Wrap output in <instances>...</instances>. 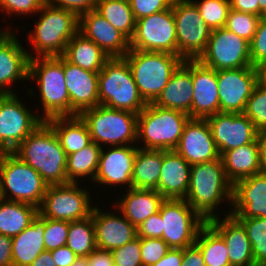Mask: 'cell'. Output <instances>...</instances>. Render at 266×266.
I'll use <instances>...</instances> for the list:
<instances>
[{"label":"cell","mask_w":266,"mask_h":266,"mask_svg":"<svg viewBox=\"0 0 266 266\" xmlns=\"http://www.w3.org/2000/svg\"><path fill=\"white\" fill-rule=\"evenodd\" d=\"M259 151H260V170L266 174V131L258 134Z\"/></svg>","instance_id":"obj_58"},{"label":"cell","mask_w":266,"mask_h":266,"mask_svg":"<svg viewBox=\"0 0 266 266\" xmlns=\"http://www.w3.org/2000/svg\"><path fill=\"white\" fill-rule=\"evenodd\" d=\"M95 10L129 40L133 37L136 19L128 0H97Z\"/></svg>","instance_id":"obj_37"},{"label":"cell","mask_w":266,"mask_h":266,"mask_svg":"<svg viewBox=\"0 0 266 266\" xmlns=\"http://www.w3.org/2000/svg\"><path fill=\"white\" fill-rule=\"evenodd\" d=\"M30 266H57L52 259L51 251H43Z\"/></svg>","instance_id":"obj_59"},{"label":"cell","mask_w":266,"mask_h":266,"mask_svg":"<svg viewBox=\"0 0 266 266\" xmlns=\"http://www.w3.org/2000/svg\"><path fill=\"white\" fill-rule=\"evenodd\" d=\"M69 221L45 218L44 245L45 250H53L66 246L69 232Z\"/></svg>","instance_id":"obj_44"},{"label":"cell","mask_w":266,"mask_h":266,"mask_svg":"<svg viewBox=\"0 0 266 266\" xmlns=\"http://www.w3.org/2000/svg\"><path fill=\"white\" fill-rule=\"evenodd\" d=\"M88 266H115L111 251L95 248L87 256Z\"/></svg>","instance_id":"obj_53"},{"label":"cell","mask_w":266,"mask_h":266,"mask_svg":"<svg viewBox=\"0 0 266 266\" xmlns=\"http://www.w3.org/2000/svg\"><path fill=\"white\" fill-rule=\"evenodd\" d=\"M45 217L39 212L31 224L12 237V266H30L45 251Z\"/></svg>","instance_id":"obj_30"},{"label":"cell","mask_w":266,"mask_h":266,"mask_svg":"<svg viewBox=\"0 0 266 266\" xmlns=\"http://www.w3.org/2000/svg\"><path fill=\"white\" fill-rule=\"evenodd\" d=\"M102 147L92 142L82 150L67 155V183L91 182L96 177ZM80 178V179H79ZM90 178V179H89Z\"/></svg>","instance_id":"obj_36"},{"label":"cell","mask_w":266,"mask_h":266,"mask_svg":"<svg viewBox=\"0 0 266 266\" xmlns=\"http://www.w3.org/2000/svg\"><path fill=\"white\" fill-rule=\"evenodd\" d=\"M195 244L206 266H231L223 238L207 222L199 230Z\"/></svg>","instance_id":"obj_38"},{"label":"cell","mask_w":266,"mask_h":266,"mask_svg":"<svg viewBox=\"0 0 266 266\" xmlns=\"http://www.w3.org/2000/svg\"><path fill=\"white\" fill-rule=\"evenodd\" d=\"M224 216L206 222L223 238L231 266H255L252 245L245 228L234 216Z\"/></svg>","instance_id":"obj_26"},{"label":"cell","mask_w":266,"mask_h":266,"mask_svg":"<svg viewBox=\"0 0 266 266\" xmlns=\"http://www.w3.org/2000/svg\"><path fill=\"white\" fill-rule=\"evenodd\" d=\"M141 258L143 266H152L170 250L161 238H141Z\"/></svg>","instance_id":"obj_47"},{"label":"cell","mask_w":266,"mask_h":266,"mask_svg":"<svg viewBox=\"0 0 266 266\" xmlns=\"http://www.w3.org/2000/svg\"><path fill=\"white\" fill-rule=\"evenodd\" d=\"M130 49L167 52L177 55V36L172 6L136 20Z\"/></svg>","instance_id":"obj_15"},{"label":"cell","mask_w":266,"mask_h":266,"mask_svg":"<svg viewBox=\"0 0 266 266\" xmlns=\"http://www.w3.org/2000/svg\"><path fill=\"white\" fill-rule=\"evenodd\" d=\"M162 217V239L170 248L183 249L196 242L206 221L185 199H165L159 209Z\"/></svg>","instance_id":"obj_13"},{"label":"cell","mask_w":266,"mask_h":266,"mask_svg":"<svg viewBox=\"0 0 266 266\" xmlns=\"http://www.w3.org/2000/svg\"><path fill=\"white\" fill-rule=\"evenodd\" d=\"M47 3L56 8L73 11L78 16L96 9L97 0H47Z\"/></svg>","instance_id":"obj_50"},{"label":"cell","mask_w":266,"mask_h":266,"mask_svg":"<svg viewBox=\"0 0 266 266\" xmlns=\"http://www.w3.org/2000/svg\"><path fill=\"white\" fill-rule=\"evenodd\" d=\"M233 185L227 180L223 161L219 159L191 165L190 183L186 202L205 220L220 216L216 212L227 201L232 207ZM220 205V206H219ZM229 211V212H228Z\"/></svg>","instance_id":"obj_1"},{"label":"cell","mask_w":266,"mask_h":266,"mask_svg":"<svg viewBox=\"0 0 266 266\" xmlns=\"http://www.w3.org/2000/svg\"><path fill=\"white\" fill-rule=\"evenodd\" d=\"M230 215L266 218V174L260 172L233 185Z\"/></svg>","instance_id":"obj_24"},{"label":"cell","mask_w":266,"mask_h":266,"mask_svg":"<svg viewBox=\"0 0 266 266\" xmlns=\"http://www.w3.org/2000/svg\"><path fill=\"white\" fill-rule=\"evenodd\" d=\"M197 60L216 71L252 67L250 43L225 27L214 29Z\"/></svg>","instance_id":"obj_14"},{"label":"cell","mask_w":266,"mask_h":266,"mask_svg":"<svg viewBox=\"0 0 266 266\" xmlns=\"http://www.w3.org/2000/svg\"><path fill=\"white\" fill-rule=\"evenodd\" d=\"M257 70L259 83L266 87V60L257 66Z\"/></svg>","instance_id":"obj_60"},{"label":"cell","mask_w":266,"mask_h":266,"mask_svg":"<svg viewBox=\"0 0 266 266\" xmlns=\"http://www.w3.org/2000/svg\"><path fill=\"white\" fill-rule=\"evenodd\" d=\"M172 11L177 36V55L197 60L205 51L212 30L202 19L192 0H173Z\"/></svg>","instance_id":"obj_11"},{"label":"cell","mask_w":266,"mask_h":266,"mask_svg":"<svg viewBox=\"0 0 266 266\" xmlns=\"http://www.w3.org/2000/svg\"><path fill=\"white\" fill-rule=\"evenodd\" d=\"M55 131L66 155L92 143L90 132L80 115L55 117L46 121Z\"/></svg>","instance_id":"obj_32"},{"label":"cell","mask_w":266,"mask_h":266,"mask_svg":"<svg viewBox=\"0 0 266 266\" xmlns=\"http://www.w3.org/2000/svg\"><path fill=\"white\" fill-rule=\"evenodd\" d=\"M191 77L194 87L191 118L206 119L219 112L217 71L198 60H191Z\"/></svg>","instance_id":"obj_25"},{"label":"cell","mask_w":266,"mask_h":266,"mask_svg":"<svg viewBox=\"0 0 266 266\" xmlns=\"http://www.w3.org/2000/svg\"><path fill=\"white\" fill-rule=\"evenodd\" d=\"M141 238L135 237L127 244L111 251L115 266H143Z\"/></svg>","instance_id":"obj_45"},{"label":"cell","mask_w":266,"mask_h":266,"mask_svg":"<svg viewBox=\"0 0 266 266\" xmlns=\"http://www.w3.org/2000/svg\"><path fill=\"white\" fill-rule=\"evenodd\" d=\"M252 122L255 129L260 132L266 131V87L258 83L249 99L244 112Z\"/></svg>","instance_id":"obj_42"},{"label":"cell","mask_w":266,"mask_h":266,"mask_svg":"<svg viewBox=\"0 0 266 266\" xmlns=\"http://www.w3.org/2000/svg\"><path fill=\"white\" fill-rule=\"evenodd\" d=\"M221 158L226 178L232 185L260 173L258 137L252 143L226 151Z\"/></svg>","instance_id":"obj_31"},{"label":"cell","mask_w":266,"mask_h":266,"mask_svg":"<svg viewBox=\"0 0 266 266\" xmlns=\"http://www.w3.org/2000/svg\"><path fill=\"white\" fill-rule=\"evenodd\" d=\"M258 83L257 67L218 70L219 112L243 113Z\"/></svg>","instance_id":"obj_16"},{"label":"cell","mask_w":266,"mask_h":266,"mask_svg":"<svg viewBox=\"0 0 266 266\" xmlns=\"http://www.w3.org/2000/svg\"><path fill=\"white\" fill-rule=\"evenodd\" d=\"M17 31L4 30L0 35V94H16L11 85L28 80L29 51L18 41Z\"/></svg>","instance_id":"obj_18"},{"label":"cell","mask_w":266,"mask_h":266,"mask_svg":"<svg viewBox=\"0 0 266 266\" xmlns=\"http://www.w3.org/2000/svg\"><path fill=\"white\" fill-rule=\"evenodd\" d=\"M79 185H49L38 212L51 220L73 222L88 218L95 204L92 203L90 191Z\"/></svg>","instance_id":"obj_10"},{"label":"cell","mask_w":266,"mask_h":266,"mask_svg":"<svg viewBox=\"0 0 266 266\" xmlns=\"http://www.w3.org/2000/svg\"><path fill=\"white\" fill-rule=\"evenodd\" d=\"M251 64L257 67L266 60V17H261L256 33L250 42Z\"/></svg>","instance_id":"obj_48"},{"label":"cell","mask_w":266,"mask_h":266,"mask_svg":"<svg viewBox=\"0 0 266 266\" xmlns=\"http://www.w3.org/2000/svg\"><path fill=\"white\" fill-rule=\"evenodd\" d=\"M162 217L160 212L151 215L138 228L137 236L139 238H161L163 234Z\"/></svg>","instance_id":"obj_51"},{"label":"cell","mask_w":266,"mask_h":266,"mask_svg":"<svg viewBox=\"0 0 266 266\" xmlns=\"http://www.w3.org/2000/svg\"><path fill=\"white\" fill-rule=\"evenodd\" d=\"M193 91L191 60H184L153 104L181 111L191 118Z\"/></svg>","instance_id":"obj_28"},{"label":"cell","mask_w":266,"mask_h":266,"mask_svg":"<svg viewBox=\"0 0 266 266\" xmlns=\"http://www.w3.org/2000/svg\"><path fill=\"white\" fill-rule=\"evenodd\" d=\"M189 119L181 111L148 103L138 114L136 145L143 149L174 150Z\"/></svg>","instance_id":"obj_5"},{"label":"cell","mask_w":266,"mask_h":266,"mask_svg":"<svg viewBox=\"0 0 266 266\" xmlns=\"http://www.w3.org/2000/svg\"><path fill=\"white\" fill-rule=\"evenodd\" d=\"M79 32L98 45L109 58L124 57L130 50V40L96 10L79 16Z\"/></svg>","instance_id":"obj_21"},{"label":"cell","mask_w":266,"mask_h":266,"mask_svg":"<svg viewBox=\"0 0 266 266\" xmlns=\"http://www.w3.org/2000/svg\"><path fill=\"white\" fill-rule=\"evenodd\" d=\"M66 246L78 257H87L96 248L92 216L69 223Z\"/></svg>","instance_id":"obj_39"},{"label":"cell","mask_w":266,"mask_h":266,"mask_svg":"<svg viewBox=\"0 0 266 266\" xmlns=\"http://www.w3.org/2000/svg\"><path fill=\"white\" fill-rule=\"evenodd\" d=\"M259 2V16L266 17V0H257Z\"/></svg>","instance_id":"obj_61"},{"label":"cell","mask_w":266,"mask_h":266,"mask_svg":"<svg viewBox=\"0 0 266 266\" xmlns=\"http://www.w3.org/2000/svg\"><path fill=\"white\" fill-rule=\"evenodd\" d=\"M136 20L162 12L172 6L173 0H128Z\"/></svg>","instance_id":"obj_49"},{"label":"cell","mask_w":266,"mask_h":266,"mask_svg":"<svg viewBox=\"0 0 266 266\" xmlns=\"http://www.w3.org/2000/svg\"><path fill=\"white\" fill-rule=\"evenodd\" d=\"M260 20V16L230 9L224 27L250 43Z\"/></svg>","instance_id":"obj_43"},{"label":"cell","mask_w":266,"mask_h":266,"mask_svg":"<svg viewBox=\"0 0 266 266\" xmlns=\"http://www.w3.org/2000/svg\"><path fill=\"white\" fill-rule=\"evenodd\" d=\"M40 14V15H39ZM36 15L40 16L27 34L30 59L62 56L70 39L79 31V16L73 11L56 8L46 3Z\"/></svg>","instance_id":"obj_3"},{"label":"cell","mask_w":266,"mask_h":266,"mask_svg":"<svg viewBox=\"0 0 266 266\" xmlns=\"http://www.w3.org/2000/svg\"><path fill=\"white\" fill-rule=\"evenodd\" d=\"M12 237L0 234V266H12Z\"/></svg>","instance_id":"obj_55"},{"label":"cell","mask_w":266,"mask_h":266,"mask_svg":"<svg viewBox=\"0 0 266 266\" xmlns=\"http://www.w3.org/2000/svg\"><path fill=\"white\" fill-rule=\"evenodd\" d=\"M4 30H14V29H11V27H10V28H8V27L5 28V27H4L3 29L0 28V35H1V33H2Z\"/></svg>","instance_id":"obj_63"},{"label":"cell","mask_w":266,"mask_h":266,"mask_svg":"<svg viewBox=\"0 0 266 266\" xmlns=\"http://www.w3.org/2000/svg\"><path fill=\"white\" fill-rule=\"evenodd\" d=\"M28 80L37 82L38 98L42 105L39 117L47 121L55 117L70 116V98L63 71V56L29 59Z\"/></svg>","instance_id":"obj_4"},{"label":"cell","mask_w":266,"mask_h":266,"mask_svg":"<svg viewBox=\"0 0 266 266\" xmlns=\"http://www.w3.org/2000/svg\"><path fill=\"white\" fill-rule=\"evenodd\" d=\"M62 56L71 64L93 72H100L109 59L98 45L79 31L67 43Z\"/></svg>","instance_id":"obj_33"},{"label":"cell","mask_w":266,"mask_h":266,"mask_svg":"<svg viewBox=\"0 0 266 266\" xmlns=\"http://www.w3.org/2000/svg\"><path fill=\"white\" fill-rule=\"evenodd\" d=\"M52 259L57 266H71L78 256L67 246L51 250Z\"/></svg>","instance_id":"obj_54"},{"label":"cell","mask_w":266,"mask_h":266,"mask_svg":"<svg viewBox=\"0 0 266 266\" xmlns=\"http://www.w3.org/2000/svg\"><path fill=\"white\" fill-rule=\"evenodd\" d=\"M71 266H88L87 257H78Z\"/></svg>","instance_id":"obj_62"},{"label":"cell","mask_w":266,"mask_h":266,"mask_svg":"<svg viewBox=\"0 0 266 266\" xmlns=\"http://www.w3.org/2000/svg\"><path fill=\"white\" fill-rule=\"evenodd\" d=\"M122 197L115 199L112 208L138 228L151 215L159 212L165 198L157 190L130 188L123 192Z\"/></svg>","instance_id":"obj_29"},{"label":"cell","mask_w":266,"mask_h":266,"mask_svg":"<svg viewBox=\"0 0 266 266\" xmlns=\"http://www.w3.org/2000/svg\"><path fill=\"white\" fill-rule=\"evenodd\" d=\"M204 22L211 30L225 26L231 9L230 0H192Z\"/></svg>","instance_id":"obj_41"},{"label":"cell","mask_w":266,"mask_h":266,"mask_svg":"<svg viewBox=\"0 0 266 266\" xmlns=\"http://www.w3.org/2000/svg\"><path fill=\"white\" fill-rule=\"evenodd\" d=\"M63 71L70 98V116L99 105L98 74L73 65L63 57Z\"/></svg>","instance_id":"obj_22"},{"label":"cell","mask_w":266,"mask_h":266,"mask_svg":"<svg viewBox=\"0 0 266 266\" xmlns=\"http://www.w3.org/2000/svg\"><path fill=\"white\" fill-rule=\"evenodd\" d=\"M230 7L235 11L259 16V2L257 0H230Z\"/></svg>","instance_id":"obj_56"},{"label":"cell","mask_w":266,"mask_h":266,"mask_svg":"<svg viewBox=\"0 0 266 266\" xmlns=\"http://www.w3.org/2000/svg\"><path fill=\"white\" fill-rule=\"evenodd\" d=\"M162 162L163 150L138 147L133 167L132 188L157 190Z\"/></svg>","instance_id":"obj_34"},{"label":"cell","mask_w":266,"mask_h":266,"mask_svg":"<svg viewBox=\"0 0 266 266\" xmlns=\"http://www.w3.org/2000/svg\"><path fill=\"white\" fill-rule=\"evenodd\" d=\"M206 120L221 156L226 151L252 143L259 134L243 113L218 112Z\"/></svg>","instance_id":"obj_17"},{"label":"cell","mask_w":266,"mask_h":266,"mask_svg":"<svg viewBox=\"0 0 266 266\" xmlns=\"http://www.w3.org/2000/svg\"><path fill=\"white\" fill-rule=\"evenodd\" d=\"M98 206L95 205L91 213L97 248L113 251L137 237V228L120 211L115 213L107 209L104 212Z\"/></svg>","instance_id":"obj_23"},{"label":"cell","mask_w":266,"mask_h":266,"mask_svg":"<svg viewBox=\"0 0 266 266\" xmlns=\"http://www.w3.org/2000/svg\"><path fill=\"white\" fill-rule=\"evenodd\" d=\"M191 165L175 150H163L157 191L165 199H185L190 183Z\"/></svg>","instance_id":"obj_27"},{"label":"cell","mask_w":266,"mask_h":266,"mask_svg":"<svg viewBox=\"0 0 266 266\" xmlns=\"http://www.w3.org/2000/svg\"><path fill=\"white\" fill-rule=\"evenodd\" d=\"M143 100L153 103L167 85L172 74L183 63L178 55L130 49L124 56Z\"/></svg>","instance_id":"obj_7"},{"label":"cell","mask_w":266,"mask_h":266,"mask_svg":"<svg viewBox=\"0 0 266 266\" xmlns=\"http://www.w3.org/2000/svg\"><path fill=\"white\" fill-rule=\"evenodd\" d=\"M47 0H0V12L6 16L14 17L12 14L24 16L35 15L45 4ZM2 10V11H1Z\"/></svg>","instance_id":"obj_46"},{"label":"cell","mask_w":266,"mask_h":266,"mask_svg":"<svg viewBox=\"0 0 266 266\" xmlns=\"http://www.w3.org/2000/svg\"><path fill=\"white\" fill-rule=\"evenodd\" d=\"M137 148V145L102 147L93 182L99 186L109 185L112 187L115 185V187L119 186L120 189L123 186L125 190L132 188V174Z\"/></svg>","instance_id":"obj_19"},{"label":"cell","mask_w":266,"mask_h":266,"mask_svg":"<svg viewBox=\"0 0 266 266\" xmlns=\"http://www.w3.org/2000/svg\"><path fill=\"white\" fill-rule=\"evenodd\" d=\"M38 213L32 204L0 199V234L14 237L31 224Z\"/></svg>","instance_id":"obj_35"},{"label":"cell","mask_w":266,"mask_h":266,"mask_svg":"<svg viewBox=\"0 0 266 266\" xmlns=\"http://www.w3.org/2000/svg\"><path fill=\"white\" fill-rule=\"evenodd\" d=\"M48 184L30 165L13 152L0 154V198L29 203L37 208L42 204Z\"/></svg>","instance_id":"obj_8"},{"label":"cell","mask_w":266,"mask_h":266,"mask_svg":"<svg viewBox=\"0 0 266 266\" xmlns=\"http://www.w3.org/2000/svg\"><path fill=\"white\" fill-rule=\"evenodd\" d=\"M190 165L219 159L206 119L190 118L185 124L178 146L174 149Z\"/></svg>","instance_id":"obj_20"},{"label":"cell","mask_w":266,"mask_h":266,"mask_svg":"<svg viewBox=\"0 0 266 266\" xmlns=\"http://www.w3.org/2000/svg\"><path fill=\"white\" fill-rule=\"evenodd\" d=\"M17 94H0V150L2 152H13L44 122L37 114L38 111L35 110V113L32 109L29 110Z\"/></svg>","instance_id":"obj_12"},{"label":"cell","mask_w":266,"mask_h":266,"mask_svg":"<svg viewBox=\"0 0 266 266\" xmlns=\"http://www.w3.org/2000/svg\"><path fill=\"white\" fill-rule=\"evenodd\" d=\"M13 153L49 185L67 184V155L53 128L44 121Z\"/></svg>","instance_id":"obj_2"},{"label":"cell","mask_w":266,"mask_h":266,"mask_svg":"<svg viewBox=\"0 0 266 266\" xmlns=\"http://www.w3.org/2000/svg\"><path fill=\"white\" fill-rule=\"evenodd\" d=\"M80 117L88 126L92 142L101 147L137 143L138 114L98 105L84 110Z\"/></svg>","instance_id":"obj_9"},{"label":"cell","mask_w":266,"mask_h":266,"mask_svg":"<svg viewBox=\"0 0 266 266\" xmlns=\"http://www.w3.org/2000/svg\"><path fill=\"white\" fill-rule=\"evenodd\" d=\"M245 228L252 245L255 266L266 263V218H236Z\"/></svg>","instance_id":"obj_40"},{"label":"cell","mask_w":266,"mask_h":266,"mask_svg":"<svg viewBox=\"0 0 266 266\" xmlns=\"http://www.w3.org/2000/svg\"><path fill=\"white\" fill-rule=\"evenodd\" d=\"M183 249L170 248L167 254L152 266H181Z\"/></svg>","instance_id":"obj_57"},{"label":"cell","mask_w":266,"mask_h":266,"mask_svg":"<svg viewBox=\"0 0 266 266\" xmlns=\"http://www.w3.org/2000/svg\"><path fill=\"white\" fill-rule=\"evenodd\" d=\"M99 105L139 114L147 103L141 97L124 57L109 58L98 74Z\"/></svg>","instance_id":"obj_6"},{"label":"cell","mask_w":266,"mask_h":266,"mask_svg":"<svg viewBox=\"0 0 266 266\" xmlns=\"http://www.w3.org/2000/svg\"><path fill=\"white\" fill-rule=\"evenodd\" d=\"M181 266H206L203 254L195 243L183 248Z\"/></svg>","instance_id":"obj_52"}]
</instances>
